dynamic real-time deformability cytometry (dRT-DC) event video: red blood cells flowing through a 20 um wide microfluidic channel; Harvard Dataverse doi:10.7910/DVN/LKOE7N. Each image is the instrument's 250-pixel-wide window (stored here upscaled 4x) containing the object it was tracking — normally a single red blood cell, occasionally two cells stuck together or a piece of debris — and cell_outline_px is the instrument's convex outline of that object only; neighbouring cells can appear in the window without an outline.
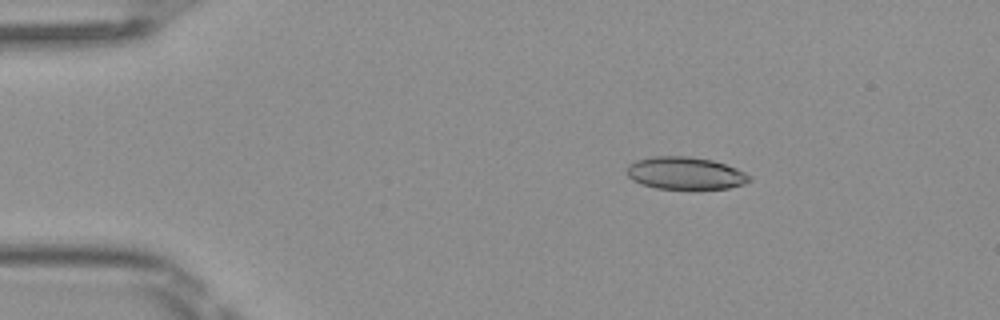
{"species": "Egyptian fruit bat (a non-hibernating species)", "species_latin": "Rousettus aegyptiacus", "temperature_condition": "room temperature", "stored_images_in_passage": 42, "camera_frame_rate_fps": 3000, "um_per_image_px": 0.085, "frame": {"image": 1, "passage_image": 1, "time_ms": 0.0, "image_size_px": [1000, 320], "cell_outline_px": [[752, 180], [744, 184], [728, 188], [656, 188], [640, 184], [632, 180], [628, 176], [628, 164], [636, 160], [652, 156], [688, 156], [712, 160], [736, 168], [744, 172]], "centroid_in_image_um": [58.22, 14.71], "position_along_channel_um": 26.8, "area_um2": 22.95}}
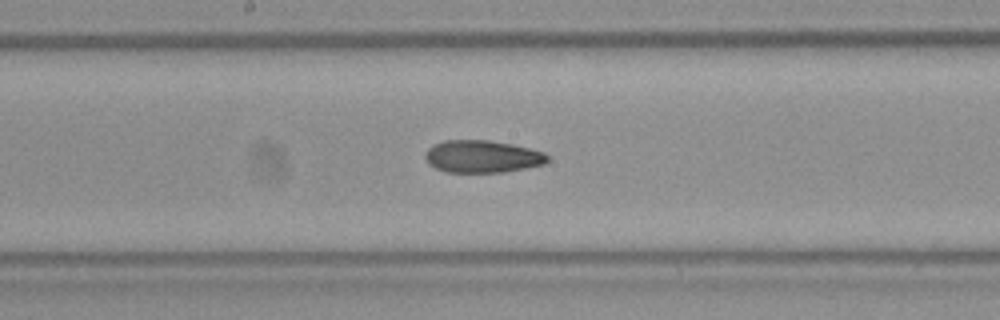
{"frame": {"image": 2, "passage_image": 19, "time_ms": 6.0, "image_size_px": [1000, 320], "cell_outline_px": [[548, 160], [544, 164], [504, 172], [444, 172], [428, 164], [424, 156], [424, 152], [432, 144], [444, 140], [488, 140], [512, 144], [544, 152], [548, 156]], "centroid_in_image_um": [40.94, 13.3], "position_along_channel_um": 207.3, "area_um2": 23.18}}
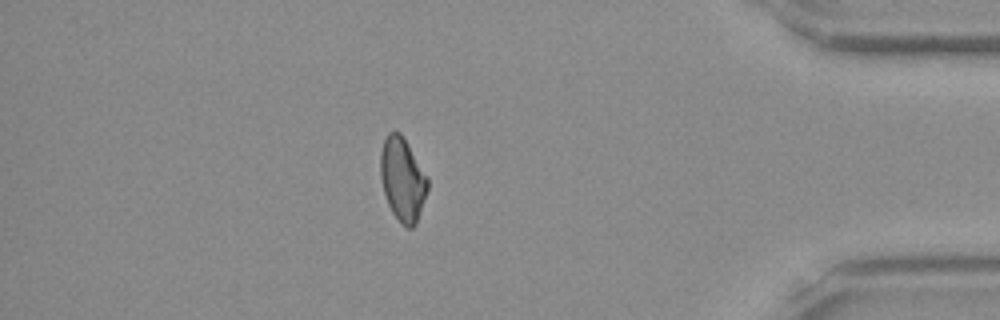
{"frame": {"image": 3, "passage_image": 36, "time_ms": 11.667, "image_size_px": [1000, 320], "cell_outline_px": [[428, 188], [416, 224], [412, 228], [408, 228], [392, 212], [388, 204], [384, 192], [380, 176], [380, 152], [384, 140], [388, 132], [400, 132], [428, 176]], "centroid_in_image_um": [34.21, 15.22], "position_along_channel_um": 401.0, "area_um2": 22.72}, "authors_computed_cell_mechanics": {"area_um2": 23.2356, "velocity_mm_per_s": 4.1017, "shape_relaxation_time_tau1_ms": 8.9137, "shape_relaxation_time_tau2_ms": 2.8133, "deformation_change_tau1": 0.188, "deformation_change_tau2": 0.0993}}